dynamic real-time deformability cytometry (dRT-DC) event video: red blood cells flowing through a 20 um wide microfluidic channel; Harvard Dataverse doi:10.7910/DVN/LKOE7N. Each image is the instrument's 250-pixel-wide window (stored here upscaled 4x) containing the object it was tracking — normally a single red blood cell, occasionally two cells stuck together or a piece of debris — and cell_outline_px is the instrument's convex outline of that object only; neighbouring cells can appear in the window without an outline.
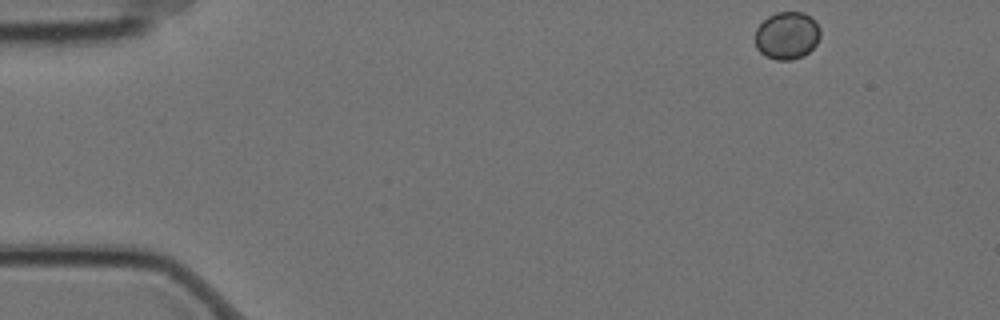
{"species": "Egyptian fruit bat (a non-hibernating species)", "species_latin": "Rousettus aegyptiacus", "temperature_condition": "cold", "stored_images_in_passage": 11, "camera_frame_rate_fps": 3000, "um_per_image_px": 0.085, "animal": {"sex": "female"}, "frame": {"image": 1, "passage_image": 1, "time_ms": 0.0, "image_size_px": [1000, 320], "cell_outline_px": [[820, 36], [816, 44], [804, 56], [792, 60], [776, 60], [760, 52], [756, 48], [756, 28], [768, 16], [776, 12], [804, 12], [812, 16], [820, 28]], "centroid_in_image_um": [66.91, 3.01], "position_along_channel_um": 18.1, "area_um2": 18.15}}
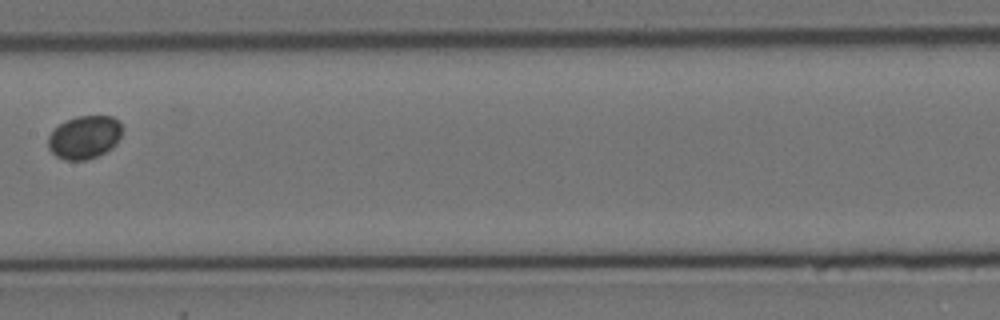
{"frame": {"image": 2, "passage_image": 7, "time_ms": 2.0, "image_size_px": [1000, 320], "cell_outline_px": [[124, 128], [116, 144], [112, 148], [96, 156], [84, 160], [64, 160], [56, 156], [48, 148], [48, 136], [60, 124], [76, 116], [112, 116], [120, 120]], "centroid_in_image_um": [7.21, 11.65], "position_along_channel_um": 200.2, "area_um2": 18.67}}
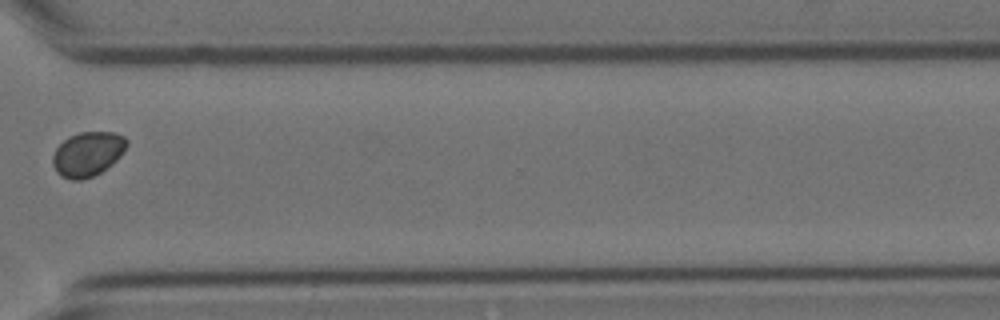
{"frame": {"image": 3, "passage_image": 11, "time_ms": 3.333, "image_size_px": [1000, 320], "cell_outline_px": [[128, 144], [120, 156], [112, 164], [100, 172], [92, 176], [80, 180], [72, 180], [60, 176], [56, 172], [52, 164], [52, 156], [56, 148], [68, 136], [80, 132], [116, 132], [124, 136], [128, 140]], "centroid_in_image_um": [7.44, 13.08], "position_along_channel_um": 363.2, "area_um2": 19.31}}